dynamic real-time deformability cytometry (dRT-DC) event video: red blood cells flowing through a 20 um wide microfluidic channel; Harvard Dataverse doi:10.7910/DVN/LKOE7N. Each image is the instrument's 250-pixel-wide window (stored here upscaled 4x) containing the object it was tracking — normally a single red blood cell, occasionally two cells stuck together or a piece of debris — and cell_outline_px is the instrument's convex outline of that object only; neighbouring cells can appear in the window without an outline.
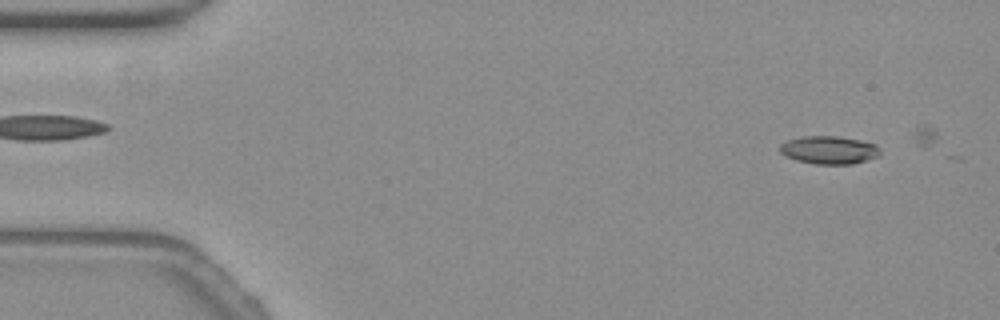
{"species": "common noctule bat (a hibernating species)", "species_latin": "Nyctalus noctula", "temperature_condition": "warm", "stored_images_in_passage": 13, "camera_frame_rate_fps": 3000, "um_per_image_px": 0.085, "animal": {"sex": "female", "body_mass_g": 19.3, "forearm_length_mm": 54.1}, "frame": {"image": 1, "passage_image": 4, "time_ms": 1.0, "image_size_px": [1000, 320], "cell_outline_px": [[880, 156], [868, 160], [852, 164], [816, 164], [796, 160], [784, 156], [780, 152], [780, 144], [788, 140], [804, 136], [836, 136], [860, 140], [876, 144], [880, 148]], "centroid_in_image_um": [70.49, 12.75], "position_along_channel_um": 14.5, "area_um2": 16.47}}